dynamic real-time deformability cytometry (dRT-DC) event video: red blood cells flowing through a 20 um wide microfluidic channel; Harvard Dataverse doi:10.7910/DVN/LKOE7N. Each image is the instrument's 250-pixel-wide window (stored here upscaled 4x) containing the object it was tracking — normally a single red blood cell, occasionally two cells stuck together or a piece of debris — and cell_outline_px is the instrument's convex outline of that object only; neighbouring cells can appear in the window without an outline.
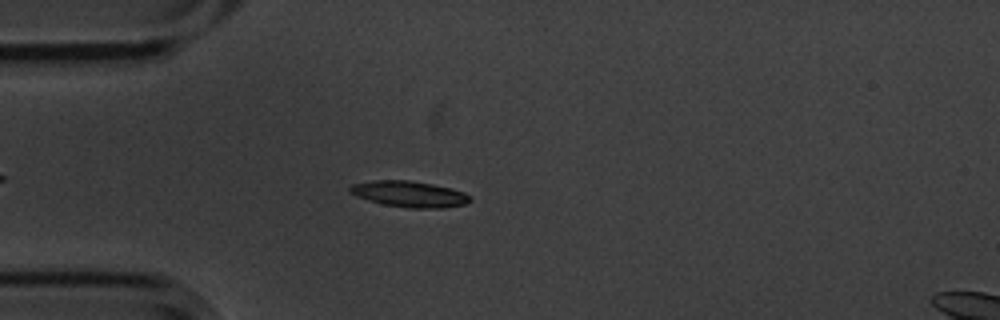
{"species": "common noctule bat (a hibernating species)", "species_latin": "Nyctalus noctula", "temperature_condition": "cold", "stored_images_in_passage": 51, "camera_frame_rate_fps": 3000, "um_per_image_px": 0.085, "animal": {"sex": "male", "body_mass_g": 20.1, "forearm_length_mm": 53.5}, "frame": {"image": 1, "passage_image": 9, "time_ms": 2.667, "image_size_px": [1000, 320], "cell_outline_px": [[472, 200], [464, 204], [444, 208], [408, 208], [384, 204], [368, 200], [356, 196], [348, 192], [348, 188], [352, 184], [372, 180], [408, 180], [432, 184], [452, 188], [464, 192], [472, 196]], "centroid_in_image_um": [34.8, 16.49], "position_along_channel_um": 50.2, "area_um2": 18.38}}
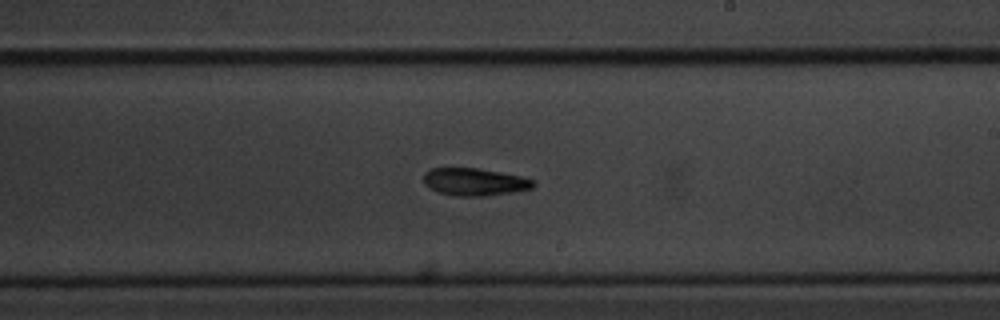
{"frame": {"image": 2, "passage_image": 27, "time_ms": 8.667, "image_size_px": [1000, 320], "cell_outline_px": [[536, 184], [532, 188], [512, 192], [480, 196], [456, 196], [436, 192], [424, 184], [424, 172], [432, 168], [476, 168], [520, 176], [536, 180]], "centroid_in_image_um": [40.32, 15.46], "position_along_channel_um": 248.7, "area_um2": 17.51}}
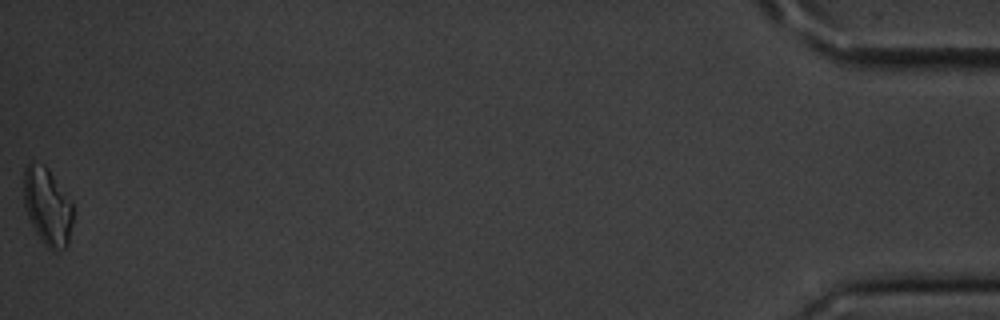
{"frame": {"image": 3, "passage_image": 51, "time_ms": 16.667, "image_size_px": [1000, 320], "cell_outline_px": [[72, 224], [68, 244], [64, 248], [52, 252], [40, 240], [24, 208], [24, 164], [32, 160], [44, 164], [48, 168], [72, 204]], "centroid_in_image_um": [4.0, 17.53], "position_along_channel_um": 431.2, "area_um2": 22.31}, "authors_computed_cell_mechanics": {"area_um2": 17.5134, "velocity_mm_per_s": 3.4791, "shape_relaxation_time_tau1_ms": 2.4151, "shape_relaxation_time_tau2_ms": 8.4859, "deformation_change_tau1": 0.1382, "deformation_change_tau2": 0.1782}}